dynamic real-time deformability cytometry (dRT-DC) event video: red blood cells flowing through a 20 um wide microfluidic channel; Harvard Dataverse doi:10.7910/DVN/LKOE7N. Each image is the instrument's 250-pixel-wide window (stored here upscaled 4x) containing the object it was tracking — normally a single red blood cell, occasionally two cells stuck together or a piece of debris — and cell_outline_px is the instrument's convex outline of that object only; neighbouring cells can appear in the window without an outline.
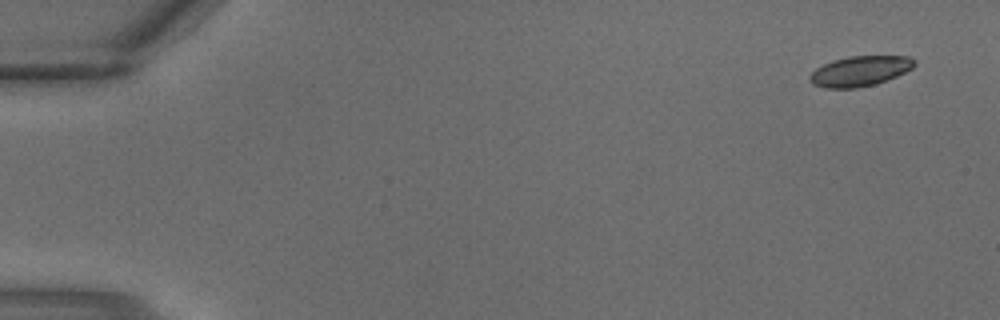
{"species": "common noctule bat (a hibernating species)", "species_latin": "Nyctalus noctula", "temperature_condition": "warm", "stored_images_in_passage": 3, "camera_frame_rate_fps": 3000, "um_per_image_px": 0.085, "animal": {"sex": "male", "body_mass_g": 18.8}, "frame": {"image": 1, "passage_image": 1, "time_ms": 0.0, "image_size_px": [1000, 320], "cell_outline_px": [[916, 64], [912, 68], [896, 76], [876, 84], [856, 88], [824, 88], [812, 84], [808, 80], [808, 76], [816, 68], [832, 60], [848, 56], [908, 56], [916, 60]], "centroid_in_image_um": [73.07, 6.04], "position_along_channel_um": 11.9, "area_um2": 18.5}}
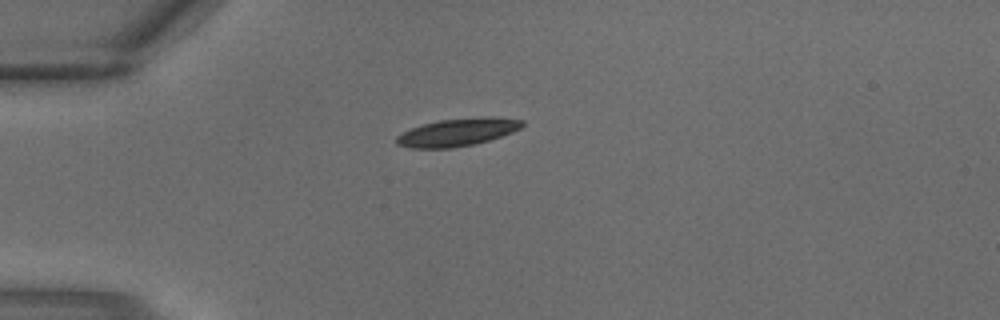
{"frame": {"image": 2, "passage_image": 3, "time_ms": 0.667, "image_size_px": [1000, 320], "cell_outline_px": [[524, 124], [520, 128], [512, 132], [488, 140], [472, 144], [452, 148], [412, 148], [396, 144], [396, 136], [412, 128], [424, 124], [440, 120], [484, 116], [492, 116], [524, 120]], "centroid_in_image_um": [38.91, 11.23], "position_along_channel_um": 46.1, "area_um2": 20.11}}